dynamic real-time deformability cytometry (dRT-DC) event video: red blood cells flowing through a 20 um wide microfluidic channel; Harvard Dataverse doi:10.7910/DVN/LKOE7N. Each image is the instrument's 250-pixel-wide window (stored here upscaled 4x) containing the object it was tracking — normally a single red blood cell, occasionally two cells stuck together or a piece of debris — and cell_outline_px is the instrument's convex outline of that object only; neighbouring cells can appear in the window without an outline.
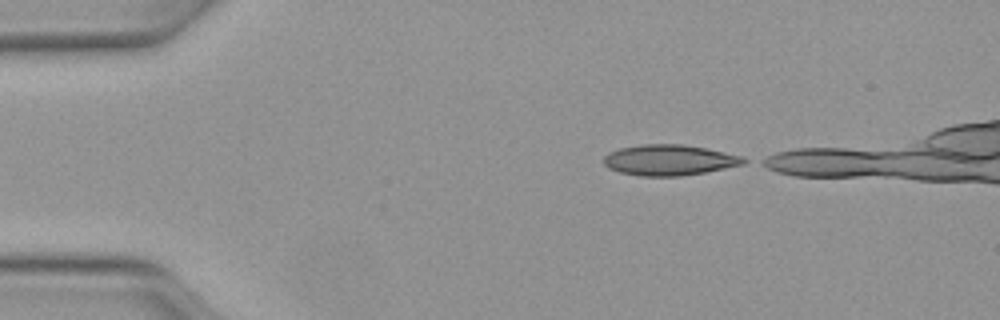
{"species": "Egyptian fruit bat (a non-hibernating species)", "species_latin": "Rousettus aegyptiacus", "temperature_condition": "warm", "stored_images_in_passage": 33, "camera_frame_rate_fps": 3000, "um_per_image_px": 0.085, "animal": {"sex": "female"}, "frame": {"image": 1, "passage_image": 1, "time_ms": 0.0, "image_size_px": [1000, 320], "cell_outline_px": [[752, 160], [744, 164], [704, 172], [680, 176], [640, 176], [620, 172], [608, 168], [604, 164], [604, 156], [608, 152], [620, 148], [640, 144], [684, 144], [708, 148], [744, 156]], "centroid_in_image_um": [56.93, 13.59], "position_along_channel_um": 28.1, "area_um2": 25.32}}
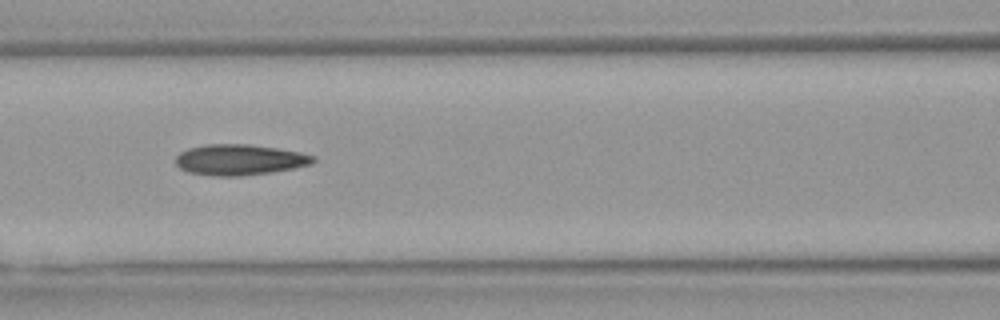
{"frame": {"image": 2, "passage_image": 14, "time_ms": 4.333, "image_size_px": [1000, 320], "cell_outline_px": [[316, 160], [312, 164], [272, 172], [236, 176], [220, 176], [188, 172], [180, 168], [176, 164], [176, 156], [180, 152], [188, 148], [204, 144], [248, 144], [276, 148], [300, 152], [316, 156]], "centroid_in_image_um": [20.36, 13.57], "position_along_channel_um": 146.2, "area_um2": 24.57}}
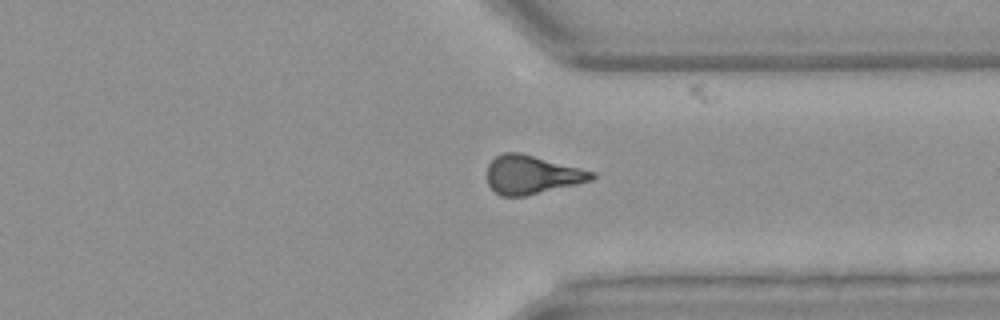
{"frame": {"image": 3, "passage_image": 30, "time_ms": 9.667, "image_size_px": [1000, 320], "cell_outline_px": [[596, 176], [592, 180], [576, 184], [524, 196], [500, 196], [488, 184], [488, 164], [496, 156], [504, 152], [520, 152], [596, 172]], "centroid_in_image_um": [45.21, 14.84], "position_along_channel_um": 366.2, "area_um2": 23.35}}